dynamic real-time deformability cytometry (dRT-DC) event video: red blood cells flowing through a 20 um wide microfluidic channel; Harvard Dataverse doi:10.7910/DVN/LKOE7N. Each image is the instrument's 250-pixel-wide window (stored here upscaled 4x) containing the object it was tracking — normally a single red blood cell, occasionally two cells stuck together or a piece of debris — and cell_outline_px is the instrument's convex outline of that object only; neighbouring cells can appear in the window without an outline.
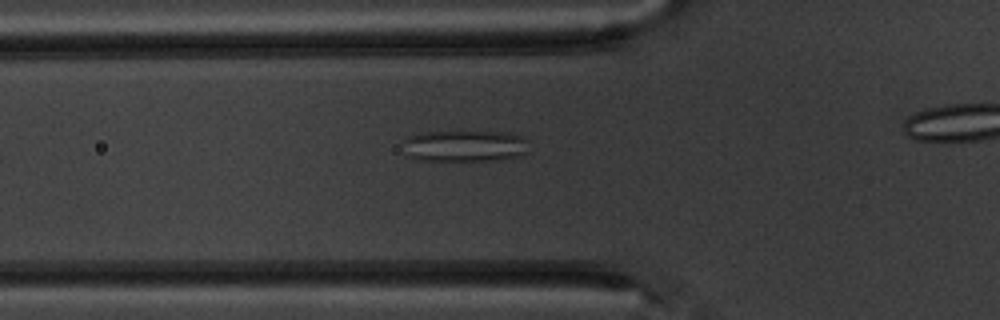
{"species": "common noctule bat (a hibernating species)", "species_latin": "Nyctalus noctula", "temperature_condition": "warm", "stored_images_in_passage": 7, "camera_frame_rate_fps": 3000, "um_per_image_px": 0.085, "animal": {"sex": "male", "body_mass_g": 20.1, "forearm_length_mm": 53.5}, "frame": {"image": 1, "passage_image": 7, "time_ms": 7.0, "image_size_px": [1000, 320], "cell_outline_px": [[528, 140], [524, 152], [520, 156], [508, 160], [416, 160], [408, 156], [404, 140], [408, 136], [420, 132], [512, 132], [524, 136]], "centroid_in_image_um": [39.55, 12.4], "position_along_channel_um": 86.2, "area_um2": 23.18}}